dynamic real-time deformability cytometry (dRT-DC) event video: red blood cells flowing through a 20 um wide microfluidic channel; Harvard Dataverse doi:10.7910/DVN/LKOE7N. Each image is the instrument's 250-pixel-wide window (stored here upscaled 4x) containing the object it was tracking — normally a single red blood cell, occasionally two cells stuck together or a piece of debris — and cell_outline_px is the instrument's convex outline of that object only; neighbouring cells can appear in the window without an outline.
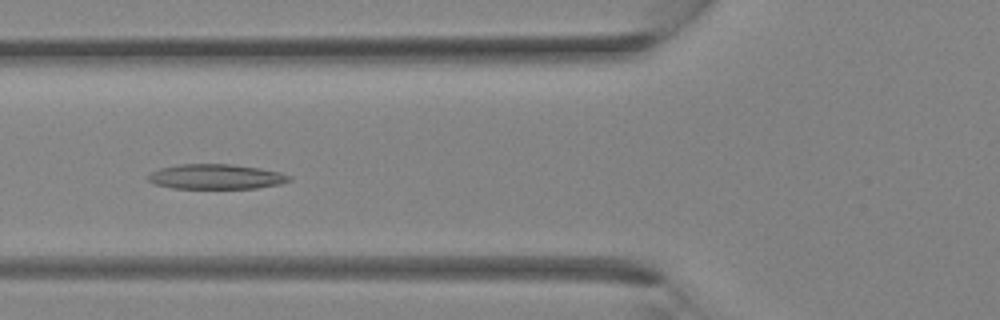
{"species": "Egyptian fruit bat (a non-hibernating species)", "species_latin": "Rousettus aegyptiacus", "temperature_condition": "room temperature", "stored_images_in_passage": 35, "camera_frame_rate_fps": 3000, "um_per_image_px": 0.085, "animal": {"sex": "female"}, "frame": {"image": 1, "passage_image": 13, "time_ms": 4.0, "image_size_px": [1000, 320], "cell_outline_px": [[292, 180], [280, 184], [256, 188], [172, 188], [156, 184], [148, 180], [148, 176], [152, 172], [160, 168], [180, 164], [232, 164], [260, 168], [280, 172], [292, 176]], "centroid_in_image_um": [18.4, 15.01], "position_along_channel_um": 107.4, "area_um2": 20.46}}
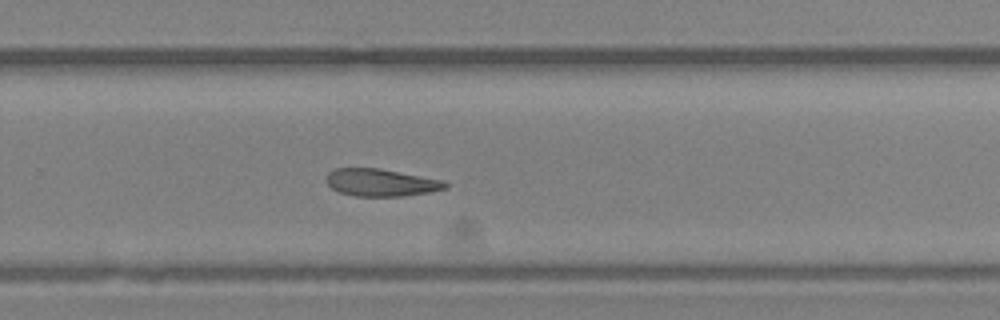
{"frame": {"image": 2, "passage_image": 23, "time_ms": 7.333, "image_size_px": [1000, 320], "cell_outline_px": [[448, 188], [428, 192], [404, 196], [356, 196], [340, 192], [332, 188], [328, 184], [328, 172], [336, 168], [380, 168], [444, 180], [448, 184]], "centroid_in_image_um": [32.42, 15.51], "position_along_channel_um": 297.4, "area_um2": 18.9}}
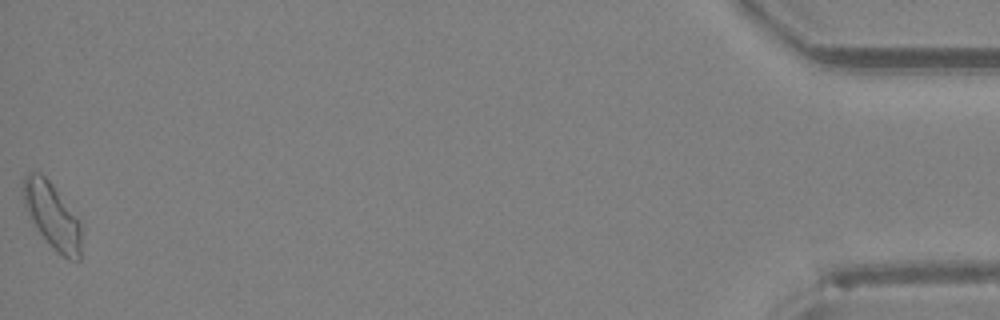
{"frame": {"image": 3, "passage_image": 35, "time_ms": 11.333, "image_size_px": [1000, 320], "cell_outline_px": [[80, 260], [68, 260], [36, 228], [24, 204], [24, 176], [28, 172], [40, 172], [52, 184], [80, 224]], "centroid_in_image_um": [4.42, 18.3], "position_along_channel_um": 430.8, "area_um2": 21.04}}